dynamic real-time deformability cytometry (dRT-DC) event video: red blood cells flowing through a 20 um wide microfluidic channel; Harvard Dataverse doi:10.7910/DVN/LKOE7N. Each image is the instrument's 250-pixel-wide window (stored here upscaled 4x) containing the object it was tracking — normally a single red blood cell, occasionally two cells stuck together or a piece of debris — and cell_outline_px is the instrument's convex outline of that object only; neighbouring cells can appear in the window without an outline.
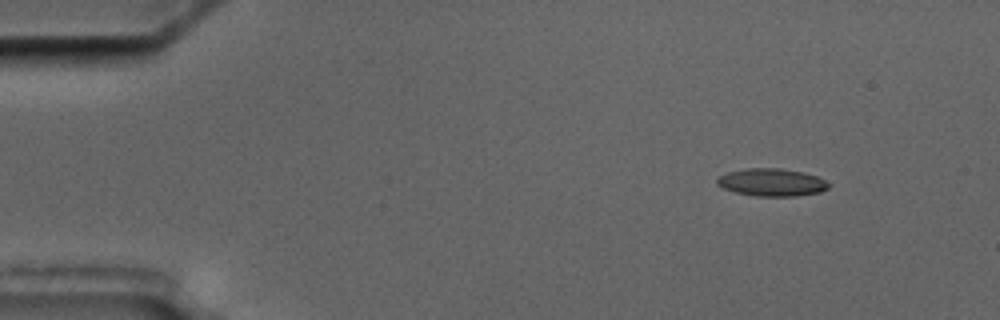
{"species": "common noctule bat (a hibernating species)", "species_latin": "Nyctalus noctula", "temperature_condition": "cold", "stored_images_in_passage": 4, "camera_frame_rate_fps": 3000, "um_per_image_px": 0.085, "animal": {"sex": "male", "body_mass_g": 17.5, "forearm_length_mm": 52.3}, "frame": {"image": 1, "passage_image": 1, "time_ms": 0.0, "image_size_px": [1000, 320], "cell_outline_px": [[832, 184], [828, 188], [820, 192], [796, 196], [756, 196], [736, 192], [724, 188], [716, 184], [716, 180], [720, 176], [728, 172], [744, 168], [780, 168], [804, 172], [816, 176]], "centroid_in_image_um": [65.61, 15.49], "position_along_channel_um": 19.4, "area_um2": 17.98}}